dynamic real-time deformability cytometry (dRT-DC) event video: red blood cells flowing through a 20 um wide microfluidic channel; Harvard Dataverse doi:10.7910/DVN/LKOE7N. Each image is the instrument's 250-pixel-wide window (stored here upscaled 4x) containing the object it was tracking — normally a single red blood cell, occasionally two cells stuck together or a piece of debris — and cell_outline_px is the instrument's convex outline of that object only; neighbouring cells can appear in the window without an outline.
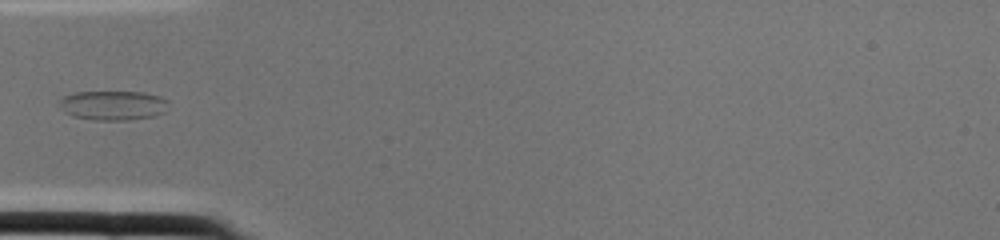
{"species": "common noctule bat (a hibernating species)", "species_latin": "Nyctalus noctula", "temperature_condition": "cold", "stored_images_in_passage": 2, "camera_frame_rate_fps": 3000, "um_per_image_px": 0.085, "animal": {"sex": "female", "body_mass_g": 22.0, "forearm_length_mm": 56.7}, "frame": {"image": 1, "passage_image": 2, "time_ms": 0.333, "image_size_px": [1000, 240], "cell_outline_px": [[168, 100], [164, 112], [156, 116], [128, 120], [92, 120], [72, 116], [64, 112], [56, 100], [72, 92], [140, 92], [160, 96]], "centroid_in_image_um": [9.56, 8.96], "position_along_channel_um": 75.4, "area_um2": 18.96}}